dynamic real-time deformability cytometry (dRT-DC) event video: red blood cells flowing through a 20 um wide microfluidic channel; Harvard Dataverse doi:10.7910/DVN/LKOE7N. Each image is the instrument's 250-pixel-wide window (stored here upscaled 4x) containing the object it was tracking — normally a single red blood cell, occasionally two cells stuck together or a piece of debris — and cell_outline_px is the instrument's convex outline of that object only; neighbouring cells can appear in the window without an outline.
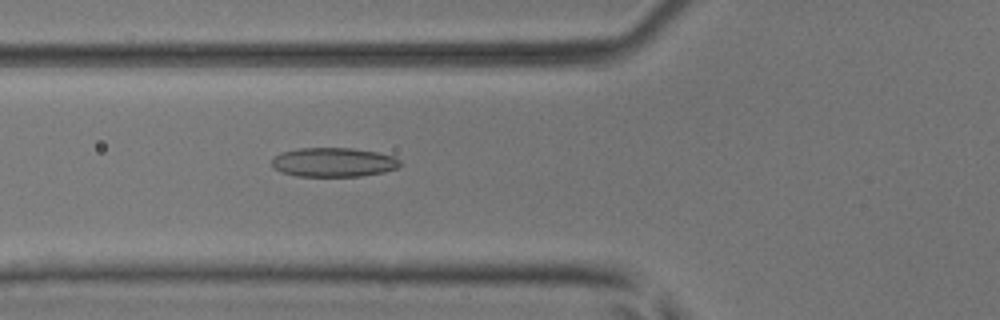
{"species": "common noctule bat (a hibernating species)", "species_latin": "Nyctalus noctula", "temperature_condition": "room temperature", "stored_images_in_passage": 45, "camera_frame_rate_fps": 3000, "um_per_image_px": 0.085, "animal": {"sex": "male", "body_mass_g": 17.9, "forearm_length_mm": 54.2}, "frame": {"image": 1, "passage_image": 12, "time_ms": 3.667, "image_size_px": [1000, 320], "cell_outline_px": [[400, 164], [396, 168], [384, 172], [360, 176], [296, 176], [280, 172], [272, 168], [272, 156], [280, 152], [296, 148], [352, 148], [376, 152], [396, 156], [400, 160]], "centroid_in_image_um": [28.3, 13.78], "position_along_channel_um": 97.5, "area_um2": 22.08}}
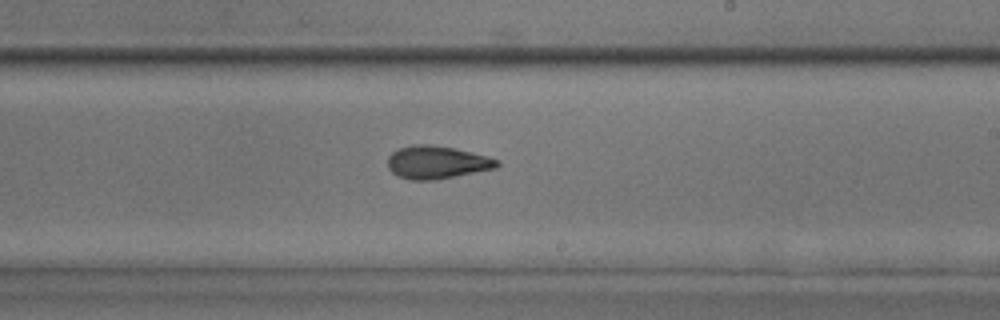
{"frame": {"image": 2, "passage_image": 24, "time_ms": 7.667, "image_size_px": [1000, 320], "cell_outline_px": [[500, 164], [496, 168], [436, 180], [412, 180], [396, 176], [388, 168], [388, 156], [392, 152], [400, 148], [416, 144], [428, 144], [452, 148], [472, 152], [488, 156], [500, 160]], "centroid_in_image_um": [37.13, 13.81], "position_along_channel_um": 251.9, "area_um2": 20.98}}
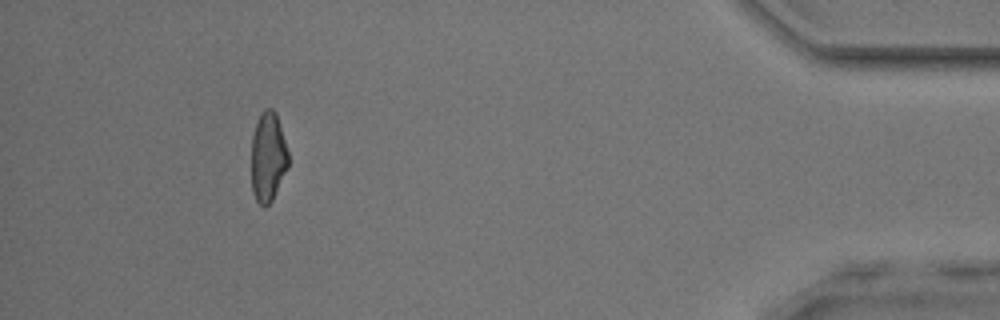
{"frame": {"image": 3, "passage_image": 41, "time_ms": 13.333, "image_size_px": [1000, 320], "cell_outline_px": [[288, 168], [272, 200], [264, 208], [256, 200], [252, 192], [252, 136], [260, 112], [264, 108], [272, 108], [276, 112], [288, 152]], "centroid_in_image_um": [22.78, 13.34], "position_along_channel_um": 412.4, "area_um2": 19.31}, "authors_computed_cell_mechanics": {"area_um2": 20.6346, "velocity_mm_per_s": 3.8667, "shape_relaxation_time_tau1_ms": 9.8788, "shape_relaxation_time_tau2_ms": 2.5767, "deformation_change_tau1": 0.2266, "deformation_change_tau2": 0.0974}}